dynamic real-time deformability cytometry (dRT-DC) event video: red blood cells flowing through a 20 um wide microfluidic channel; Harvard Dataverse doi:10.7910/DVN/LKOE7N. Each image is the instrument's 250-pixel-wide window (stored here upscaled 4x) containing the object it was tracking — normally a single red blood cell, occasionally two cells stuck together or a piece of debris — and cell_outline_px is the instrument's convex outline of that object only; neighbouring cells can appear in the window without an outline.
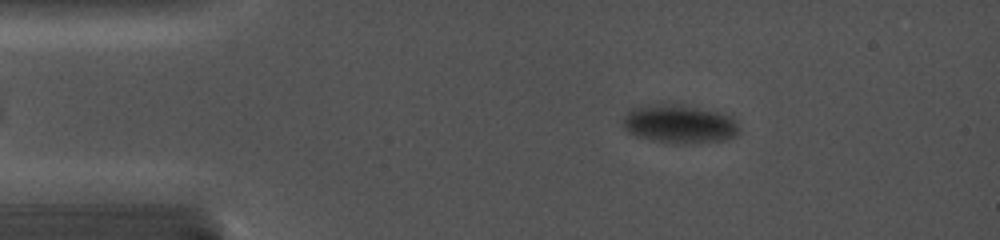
{"species": "common noctule bat (a hibernating species)", "species_latin": "Nyctalus noctula", "temperature_condition": "cold", "stored_images_in_passage": 38, "camera_frame_rate_fps": 5000, "um_per_image_px": 0.085, "animal": {"sex": "female", "body_mass_g": 19.0, "forearm_length_mm": 56.7}, "frame": {"image": 1, "passage_image": 6, "time_ms": 2.4, "image_size_px": [1000, 240], "cell_outline_px": [[740, 132], [736, 136], [728, 140], [692, 144], [672, 144], [652, 140], [636, 136], [628, 132], [624, 128], [624, 116], [632, 108], [656, 104], [676, 104], [716, 112], [732, 116], [740, 124]], "centroid_in_image_um": [57.81, 10.58], "position_along_channel_um": 27.2, "area_um2": 26.36}}
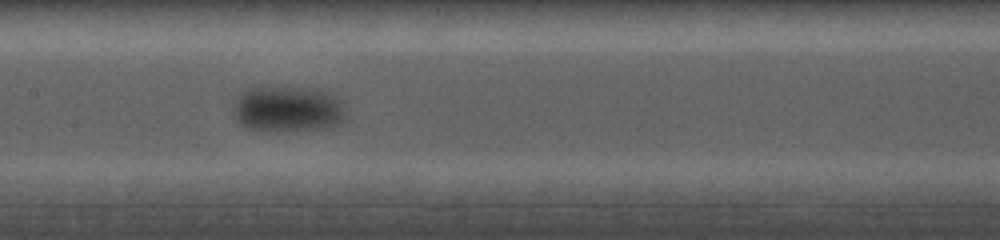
{"frame": {"image": 2, "passage_image": 19, "time_ms": 8.4, "image_size_px": [1000, 240], "cell_outline_px": [[348, 120], [340, 124], [320, 128], [276, 132], [248, 128], [240, 124], [232, 116], [232, 108], [236, 100], [248, 88], [316, 88], [328, 92], [336, 96], [340, 100], [348, 116]], "centroid_in_image_um": [24.5, 9.29], "position_along_channel_um": 182.9, "area_um2": 30.4}}
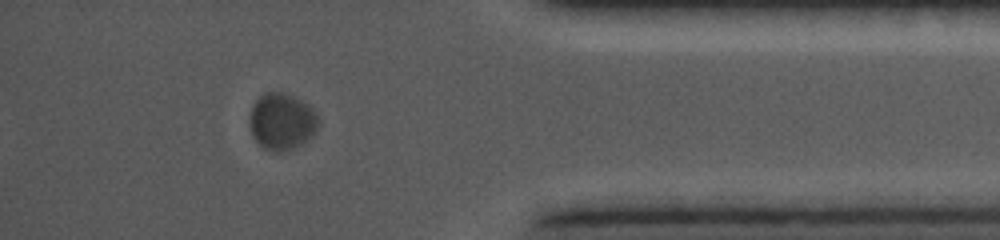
{"frame": {"image": 3, "passage_image": 34, "time_ms": 15.2, "image_size_px": [1000, 240], "cell_outline_px": [[320, 128], [312, 136], [300, 144], [292, 148], [264, 148], [252, 136], [248, 124], [248, 120], [252, 104], [264, 92], [280, 92], [292, 96], [308, 104], [320, 116]], "centroid_in_image_um": [23.97, 10.27], "position_along_channel_um": 411.2, "area_um2": 22.6}}